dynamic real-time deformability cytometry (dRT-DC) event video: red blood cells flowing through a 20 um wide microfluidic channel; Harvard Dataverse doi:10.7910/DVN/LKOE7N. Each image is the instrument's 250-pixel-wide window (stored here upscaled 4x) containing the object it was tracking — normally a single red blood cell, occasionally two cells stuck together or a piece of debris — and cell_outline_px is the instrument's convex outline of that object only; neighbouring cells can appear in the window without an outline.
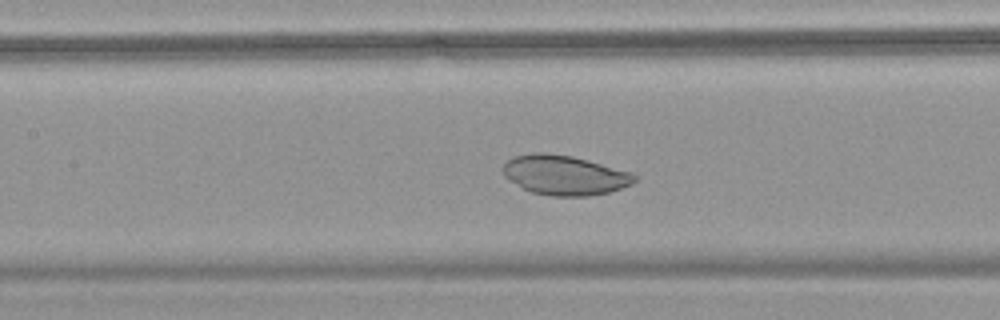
{"species": "common noctule bat (a hibernating species)", "species_latin": "Nyctalus noctula", "temperature_condition": "warm", "stored_images_in_passage": 43, "camera_frame_rate_fps": 3000, "um_per_image_px": 0.085, "animal": {"sex": "female", "body_mass_g": 18.4}, "frame": {"image": 1, "passage_image": 13, "time_ms": 4.0, "image_size_px": [1000, 320], "cell_outline_px": [[636, 180], [632, 184], [608, 192], [588, 196], [552, 196], [532, 192], [508, 180], [504, 176], [504, 164], [508, 160], [516, 156], [536, 152], [544, 152], [572, 156], [632, 172], [636, 176]], "centroid_in_image_um": [48.0, 14.88], "position_along_channel_um": 159.4, "area_um2": 30.17}}
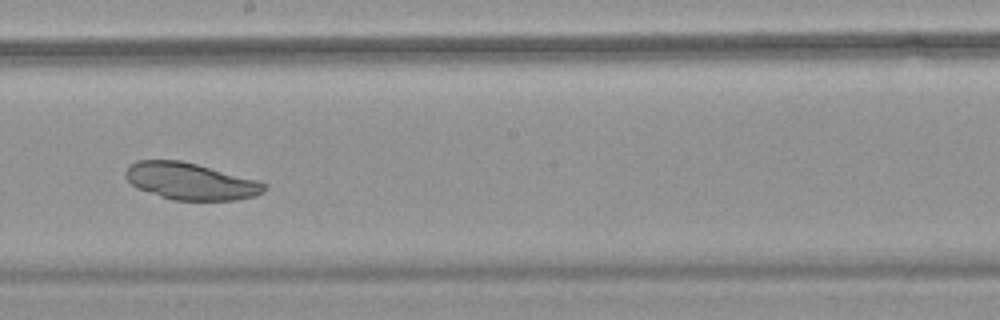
{"frame": {"image": 2, "passage_image": 19, "time_ms": 6.0, "image_size_px": [1000, 320], "cell_outline_px": [[264, 192], [256, 196], [236, 200], [172, 200], [136, 188], [124, 176], [124, 172], [128, 164], [136, 160], [180, 160], [196, 164], [256, 180], [264, 184]], "centroid_in_image_um": [16.12, 15.41], "position_along_channel_um": 232.1, "area_um2": 29.65}}
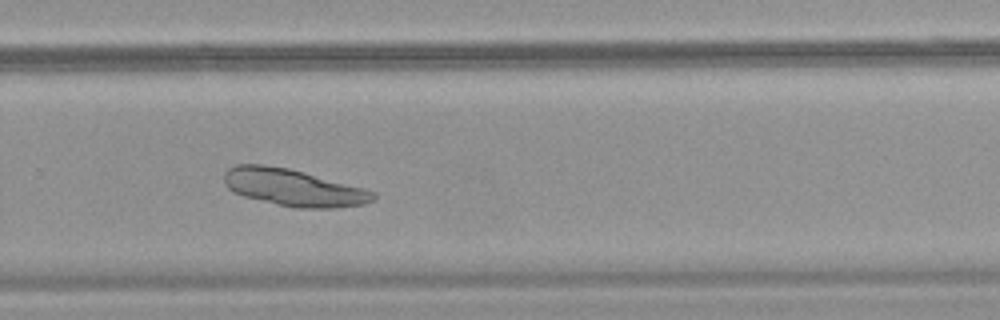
{"frame": {"image": 3, "passage_image": 25, "time_ms": 8.0, "image_size_px": [1000, 320], "cell_outline_px": [[376, 200], [364, 204], [336, 208], [292, 208], [244, 196], [228, 188], [224, 184], [224, 172], [228, 168], [236, 164], [264, 164], [288, 168], [304, 172], [376, 192]], "centroid_in_image_um": [24.93, 15.94], "position_along_channel_um": 304.9, "area_um2": 32.14}}